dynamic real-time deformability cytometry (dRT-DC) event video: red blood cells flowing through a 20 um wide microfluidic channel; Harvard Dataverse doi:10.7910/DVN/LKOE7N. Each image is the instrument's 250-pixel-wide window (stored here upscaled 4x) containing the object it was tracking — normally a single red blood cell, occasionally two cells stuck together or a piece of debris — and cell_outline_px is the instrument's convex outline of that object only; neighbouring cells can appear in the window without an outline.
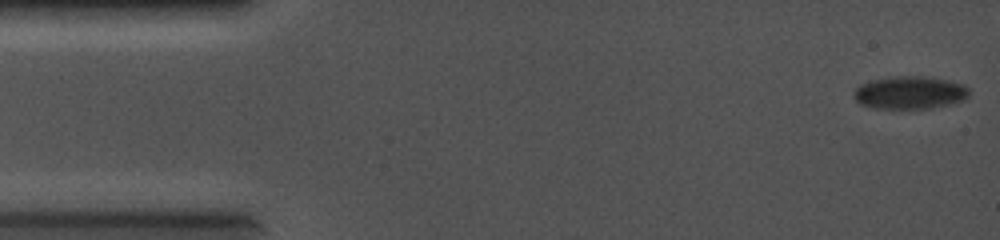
{"species": "common noctule bat (a hibernating species)", "species_latin": "Nyctalus noctula", "temperature_condition": "cold", "stored_images_in_passage": 70, "camera_frame_rate_fps": 5000, "um_per_image_px": 0.085, "animal": {"sex": "female", "body_mass_g": 19.0, "forearm_length_mm": 56.7}, "frame": {"image": 1, "passage_image": 1, "time_ms": 0.0, "image_size_px": [1000, 240], "cell_outline_px": [[968, 96], [964, 100], [932, 108], [876, 108], [860, 104], [852, 96], [856, 88], [860, 84], [872, 80], [896, 76], [924, 76], [948, 80], [964, 84], [968, 88]], "centroid_in_image_um": [77.33, 7.86], "position_along_channel_um": 7.7, "area_um2": 21.96}}
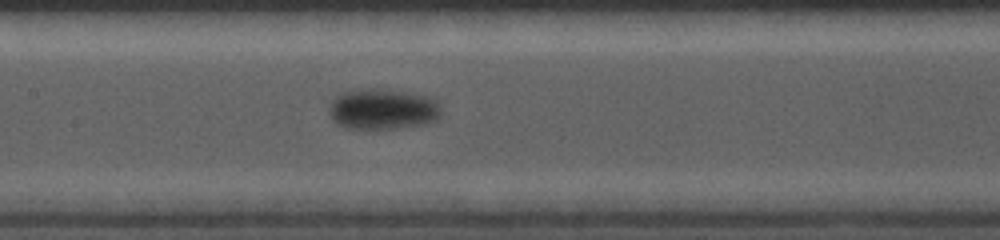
{"frame": {"image": 2, "passage_image": 33, "time_ms": 6.4, "image_size_px": [1000, 240], "cell_outline_px": [[440, 116], [436, 120], [424, 124], [396, 128], [344, 128], [336, 124], [332, 120], [328, 108], [332, 100], [336, 96], [344, 92], [368, 88], [372, 88], [404, 92], [424, 96], [436, 100], [440, 108]], "centroid_in_image_um": [32.49, 9.29], "position_along_channel_um": 174.9, "area_um2": 26.36}}
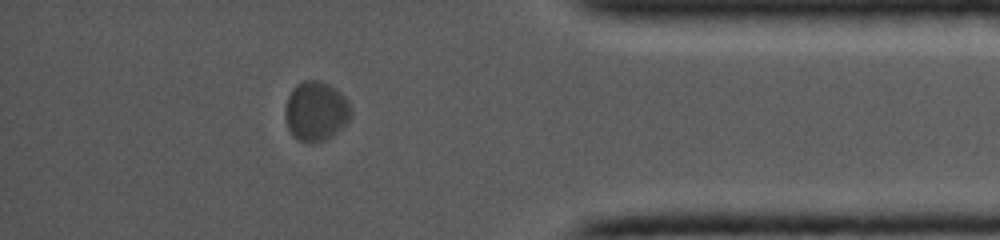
{"frame": {"image": 3, "passage_image": 61, "time_ms": 12.0, "image_size_px": [1000, 240], "cell_outline_px": [[352, 116], [332, 136], [324, 140], [300, 140], [292, 136], [288, 128], [284, 116], [284, 108], [288, 96], [292, 88], [296, 84], [304, 80], [320, 80], [336, 88], [348, 100], [352, 108]], "centroid_in_image_um": [26.84, 9.4], "position_along_channel_um": 408.4, "area_um2": 22.83}}